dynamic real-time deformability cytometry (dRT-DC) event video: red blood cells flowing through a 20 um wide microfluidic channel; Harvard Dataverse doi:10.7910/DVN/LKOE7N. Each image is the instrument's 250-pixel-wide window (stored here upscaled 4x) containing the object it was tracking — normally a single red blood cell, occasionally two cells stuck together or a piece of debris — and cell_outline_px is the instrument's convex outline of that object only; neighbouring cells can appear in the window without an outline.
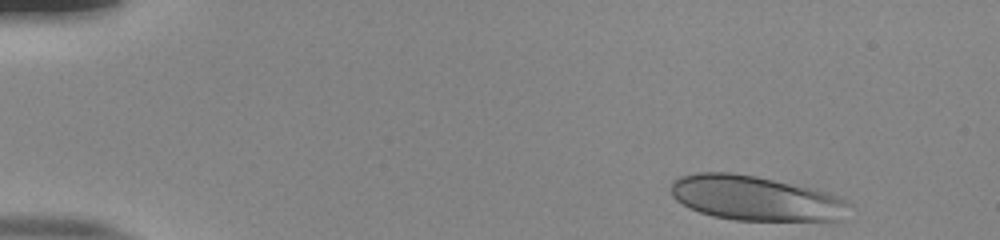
{"species": "human", "species_latin": "Homo sapiens", "temperature_condition": "room temperature", "stored_images_in_passage": 18, "camera_frame_rate_fps": 3000, "um_per_image_px": 0.085, "donor": {"sex": "male"}, "frame": {"image": 1, "passage_image": 2, "time_ms": 0.333, "image_size_px": [1000, 240], "cell_outline_px": [[852, 204], [836, 220], [736, 220], [712, 216], [688, 208], [676, 200], [672, 196], [672, 180], [680, 176], [696, 172], [728, 172], [756, 176], [816, 188], [836, 196]], "centroid_in_image_um": [64.15, 16.83], "position_along_channel_um": 20.8, "area_um2": 46.3}}
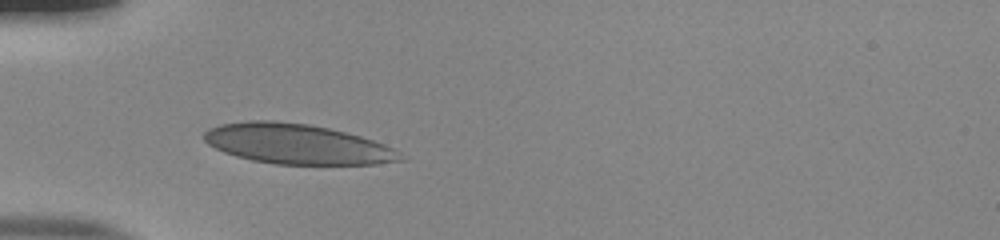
{"frame": {"image": 2, "passage_image": 13, "time_ms": 4.0, "image_size_px": [1000, 240], "cell_outline_px": [[404, 160], [376, 164], [276, 164], [252, 160], [236, 156], [224, 152], [208, 144], [204, 140], [204, 132], [208, 128], [220, 124], [248, 120], [276, 120], [308, 124], [328, 128], [360, 136], [384, 144], [400, 152]], "centroid_in_image_um": [25.22, 12.23], "position_along_channel_um": 59.8, "area_um2": 45.72}}
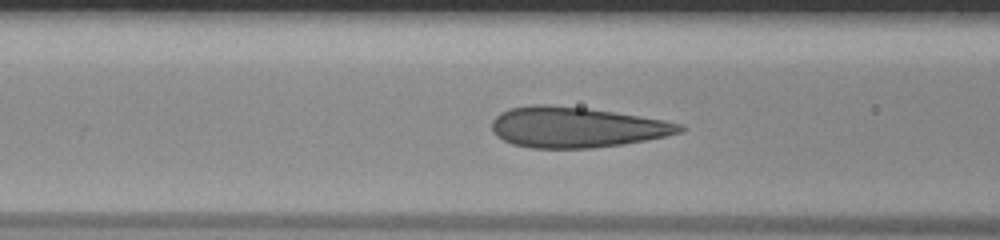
{"frame": {"image": 3, "passage_image": 18, "time_ms": 5.667, "image_size_px": [1000, 240], "cell_outline_px": [[688, 128], [680, 132], [664, 136], [624, 144], [592, 148], [532, 148], [512, 144], [496, 136], [492, 132], [492, 120], [500, 112], [508, 108], [532, 104], [548, 104], [584, 108], [640, 116], [664, 120], [684, 124]], "centroid_in_image_um": [48.96, 10.81], "position_along_channel_um": 117.6, "area_um2": 44.45}}